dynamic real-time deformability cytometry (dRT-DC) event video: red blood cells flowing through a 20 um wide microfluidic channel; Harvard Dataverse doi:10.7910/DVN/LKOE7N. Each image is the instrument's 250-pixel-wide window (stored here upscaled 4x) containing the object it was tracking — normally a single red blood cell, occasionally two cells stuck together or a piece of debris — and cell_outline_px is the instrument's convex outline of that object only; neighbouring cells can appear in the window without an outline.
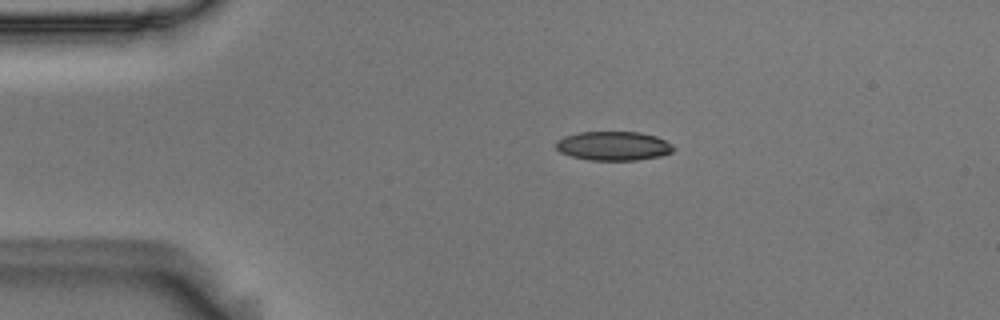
{"species": "Egyptian fruit bat (a non-hibernating species)", "species_latin": "Rousettus aegyptiacus", "temperature_condition": "room temperature", "stored_images_in_passage": 3, "camera_frame_rate_fps": 3000, "um_per_image_px": 0.085, "animal": {"sex": "male"}, "frame": {"image": 1, "passage_image": 3, "time_ms": 0.667, "image_size_px": [1000, 320], "cell_outline_px": [[676, 148], [672, 152], [660, 156], [636, 160], [588, 160], [572, 156], [560, 152], [556, 148], [556, 140], [564, 136], [580, 132], [640, 132], [656, 136], [672, 144]], "centroid_in_image_um": [52.15, 12.4], "position_along_channel_um": 32.9, "area_um2": 19.94}}